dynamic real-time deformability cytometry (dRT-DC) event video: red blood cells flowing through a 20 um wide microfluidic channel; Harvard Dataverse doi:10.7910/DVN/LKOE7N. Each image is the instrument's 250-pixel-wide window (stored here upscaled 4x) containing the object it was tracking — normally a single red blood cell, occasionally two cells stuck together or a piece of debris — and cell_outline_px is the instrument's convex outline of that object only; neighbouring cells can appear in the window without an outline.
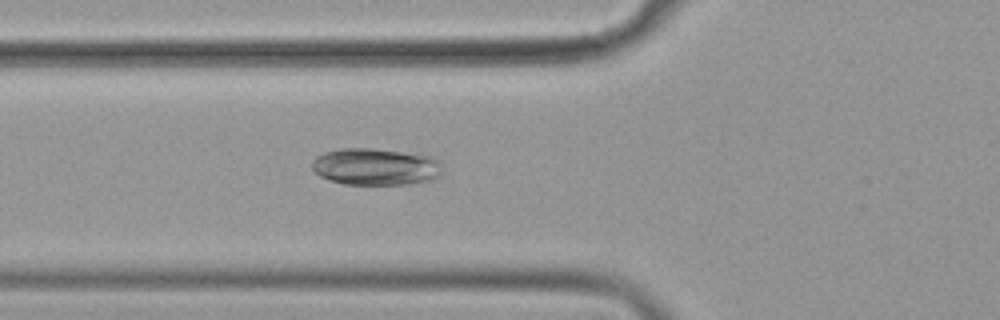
{"species": "common noctule bat (a hibernating species)", "species_latin": "Nyctalus noctula", "temperature_condition": "cold", "stored_images_in_passage": 53, "camera_frame_rate_fps": 3000, "um_per_image_px": 0.085, "animal": {"sex": "female", "body_mass_g": 19.9}, "frame": {"image": 1, "passage_image": 20, "time_ms": 6.333, "image_size_px": [1000, 320], "cell_outline_px": [[440, 172], [436, 176], [428, 180], [404, 184], [344, 184], [320, 176], [312, 168], [312, 160], [316, 156], [324, 152], [340, 148], [372, 148], [432, 156], [440, 164]], "centroid_in_image_um": [31.86, 14.15], "position_along_channel_um": 93.9, "area_um2": 27.63}}
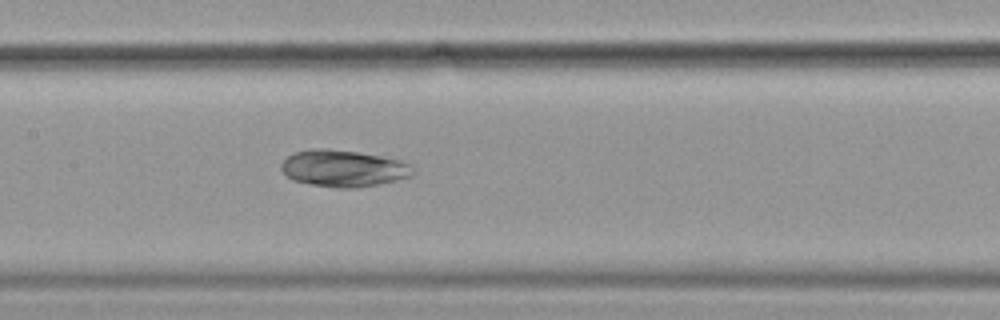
{"frame": {"image": 2, "passage_image": 27, "time_ms": 8.667, "image_size_px": [1000, 320], "cell_outline_px": [[416, 172], [412, 176], [396, 180], [356, 188], [336, 188], [312, 184], [292, 180], [280, 168], [280, 164], [288, 156], [296, 152], [312, 148], [328, 148], [356, 152], [380, 156], [400, 160], [412, 164]], "centroid_in_image_um": [29.21, 14.31], "position_along_channel_um": 178.2, "area_um2": 28.21}}
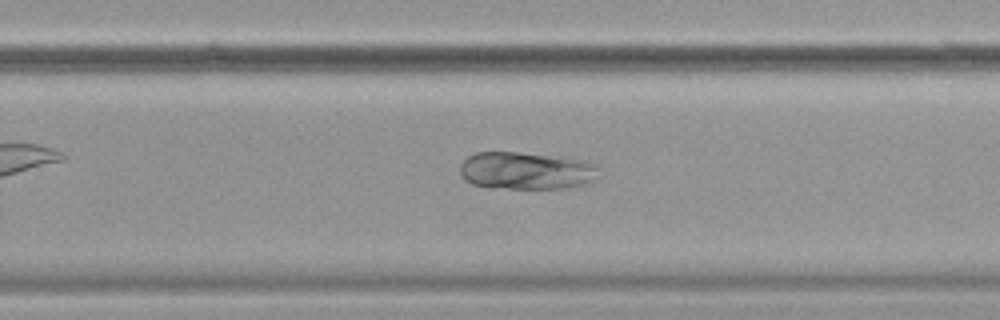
{"frame": {"image": 3, "passage_image": 36, "time_ms": 11.667, "image_size_px": [1000, 320], "cell_outline_px": [[600, 176], [584, 184], [564, 188], [508, 188], [472, 184], [464, 180], [460, 172], [460, 164], [468, 156], [476, 152], [516, 152], [584, 160], [596, 164], [600, 168]], "centroid_in_image_um": [44.75, 14.5], "position_along_channel_um": 285.1, "area_um2": 30.17}}